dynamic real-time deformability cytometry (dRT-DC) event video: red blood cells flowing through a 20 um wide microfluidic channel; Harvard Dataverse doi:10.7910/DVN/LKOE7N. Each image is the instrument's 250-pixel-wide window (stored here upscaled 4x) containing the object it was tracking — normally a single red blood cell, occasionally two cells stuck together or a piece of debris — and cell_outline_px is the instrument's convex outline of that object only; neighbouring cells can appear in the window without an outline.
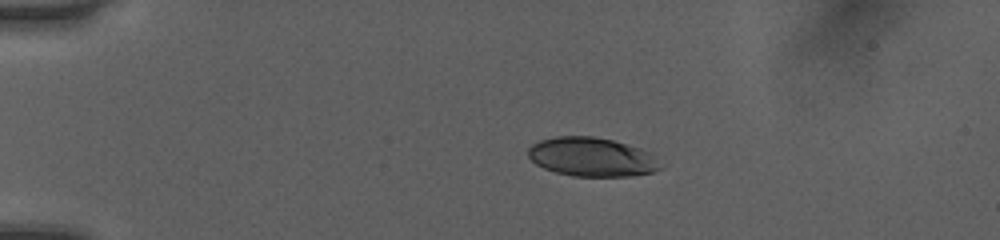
{"species": "human", "species_latin": "Homo sapiens", "temperature_condition": "room temperature", "stored_images_in_passage": 41, "camera_frame_rate_fps": 3000, "um_per_image_px": 0.085, "donor": {"sex": "female"}, "frame": {"image": 1, "passage_image": 1, "time_ms": 0.0, "image_size_px": [1000, 240], "cell_outline_px": [[660, 168], [652, 172], [632, 176], [572, 176], [556, 172], [544, 168], [536, 164], [528, 156], [528, 148], [532, 144], [540, 140], [556, 136], [592, 136], [612, 140], [640, 148], [648, 152]], "centroid_in_image_um": [50.22, 13.34], "position_along_channel_um": 34.8, "area_um2": 29.59}}
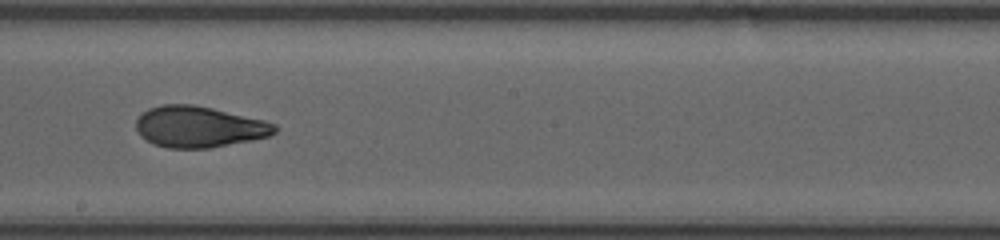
{"frame": {"image": 2, "passage_image": 20, "time_ms": 6.333, "image_size_px": [1000, 240], "cell_outline_px": [[276, 132], [268, 136], [208, 148], [168, 148], [152, 144], [140, 136], [136, 128], [136, 120], [148, 108], [160, 104], [192, 104], [212, 108], [264, 120], [276, 124]], "centroid_in_image_um": [16.86, 10.77], "position_along_channel_um": 231.3, "area_um2": 33.06}}
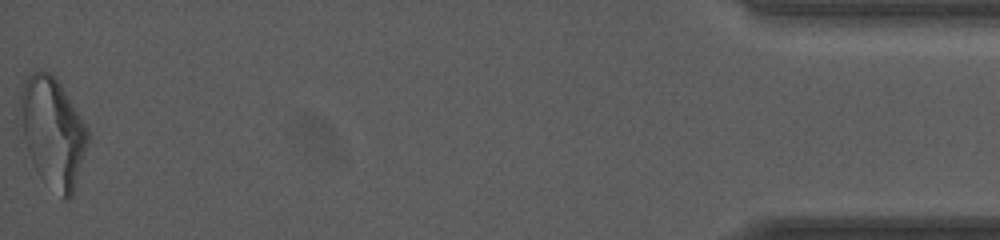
{"frame": {"image": 3, "passage_image": 41, "time_ms": 13.333, "image_size_px": [1000, 240], "cell_outline_px": [[88, 144], [72, 196], [68, 200], [64, 200], [40, 176], [28, 152], [24, 136], [20, 112], [20, 92], [28, 76], [32, 72], [44, 68], [60, 84], [88, 128]], "centroid_in_image_um": [4.5, 11.23], "position_along_channel_um": 430.7, "area_um2": 42.43}, "authors_computed_cell_mechanics": {"area_um2": 33.2928, "velocity_mm_per_s": 4.0918, "shape_relaxation_time_tau1_ms": 4.6442, "shape_relaxation_time_tau2_ms": 1.8712, "deformation_change_tau1": 0.1569, "deformation_change_tau2": 0.0792}}